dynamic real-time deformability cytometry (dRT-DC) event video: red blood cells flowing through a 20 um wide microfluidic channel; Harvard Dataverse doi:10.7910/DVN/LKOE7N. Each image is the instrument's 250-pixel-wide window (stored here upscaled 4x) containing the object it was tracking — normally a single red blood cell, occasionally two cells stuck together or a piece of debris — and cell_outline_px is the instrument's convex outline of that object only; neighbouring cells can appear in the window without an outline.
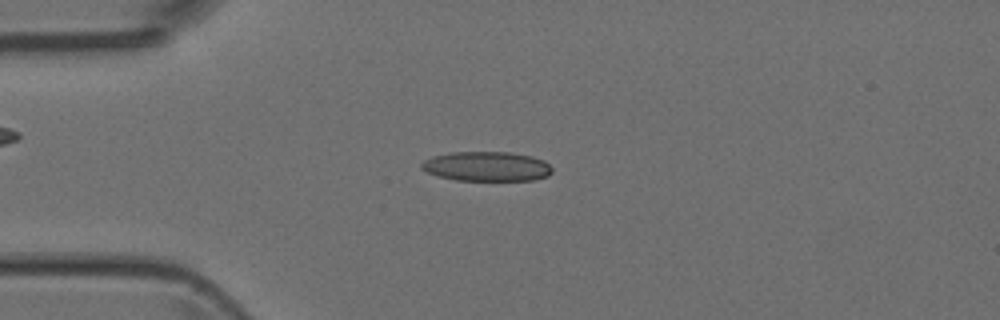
{"species": "Egyptian fruit bat (a non-hibernating species)", "species_latin": "Rousettus aegyptiacus", "temperature_condition": "room temperature", "stored_images_in_passage": 6, "camera_frame_rate_fps": 3000, "um_per_image_px": 0.085, "animal": {"sex": "female"}, "frame": {"image": 1, "passage_image": 4, "time_ms": 4.667, "image_size_px": [1000, 320], "cell_outline_px": [[552, 172], [548, 176], [532, 180], [456, 180], [440, 176], [428, 172], [420, 168], [420, 164], [424, 160], [432, 156], [448, 152], [508, 152], [532, 156], [544, 160], [552, 168]], "centroid_in_image_um": [41.37, 14.13], "position_along_channel_um": 43.6, "area_um2": 22.54}}
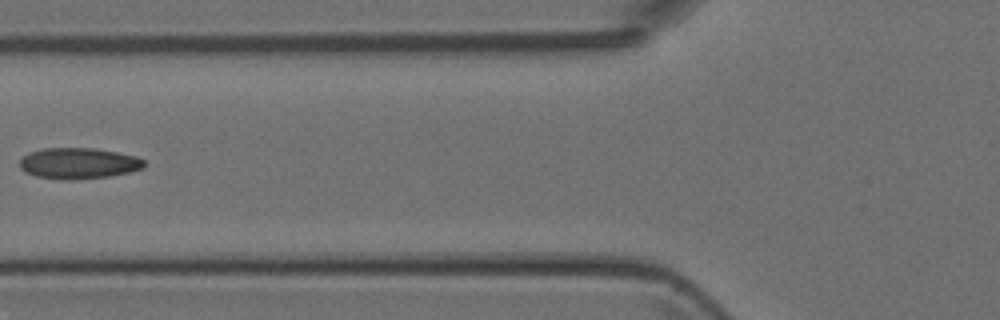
{"frame": {"image": 2, "passage_image": 6, "time_ms": 7.0, "image_size_px": [1000, 320], "cell_outline_px": [[144, 168], [128, 172], [108, 176], [68, 180], [60, 180], [36, 176], [24, 172], [20, 168], [20, 160], [28, 152], [44, 148], [96, 148], [136, 156], [144, 160]], "centroid_in_image_um": [6.64, 13.88], "position_along_channel_um": 119.2, "area_um2": 22.48}}